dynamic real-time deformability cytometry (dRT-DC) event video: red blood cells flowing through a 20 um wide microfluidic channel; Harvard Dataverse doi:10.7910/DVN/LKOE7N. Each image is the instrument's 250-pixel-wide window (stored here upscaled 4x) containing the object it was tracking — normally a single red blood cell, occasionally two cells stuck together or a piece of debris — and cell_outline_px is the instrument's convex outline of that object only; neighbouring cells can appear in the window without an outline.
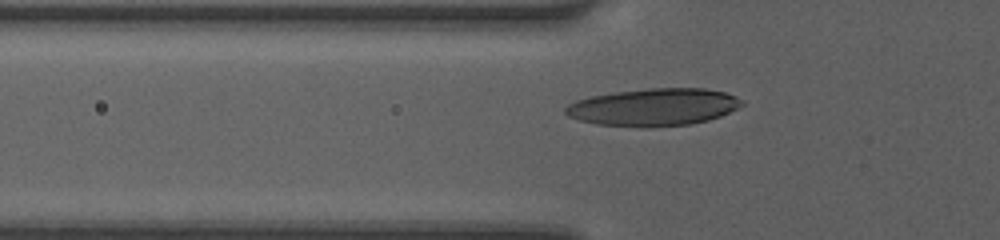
{"species": "human", "species_latin": "Homo sapiens", "temperature_condition": "room temperature", "stored_images_in_passage": 34, "camera_frame_rate_fps": 3000, "um_per_image_px": 0.085, "donor": {"sex": "female"}, "frame": {"image": 1, "passage_image": 8, "time_ms": 2.333, "image_size_px": [1000, 240], "cell_outline_px": [[744, 104], [720, 116], [708, 120], [688, 124], [648, 128], [596, 124], [580, 120], [568, 116], [564, 112], [564, 108], [568, 104], [576, 100], [588, 96], [616, 92], [648, 88], [704, 88], [724, 92], [736, 96], [744, 100]], "centroid_in_image_um": [55.54, 9.1], "position_along_channel_um": 70.3, "area_um2": 38.61}}
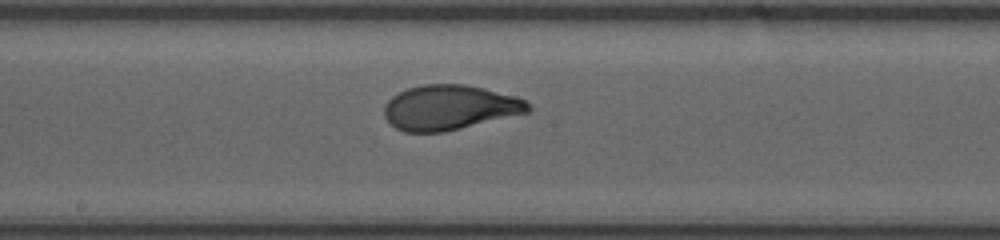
{"frame": {"image": 2, "passage_image": 18, "time_ms": 5.667, "image_size_px": [1000, 240], "cell_outline_px": [[532, 108], [528, 112], [444, 132], [404, 132], [396, 128], [384, 116], [384, 104], [392, 96], [408, 88], [420, 84], [464, 84], [484, 88], [516, 96], [532, 104]], "centroid_in_image_um": [38.21, 9.13], "position_along_channel_um": 210.0, "area_um2": 37.63}}
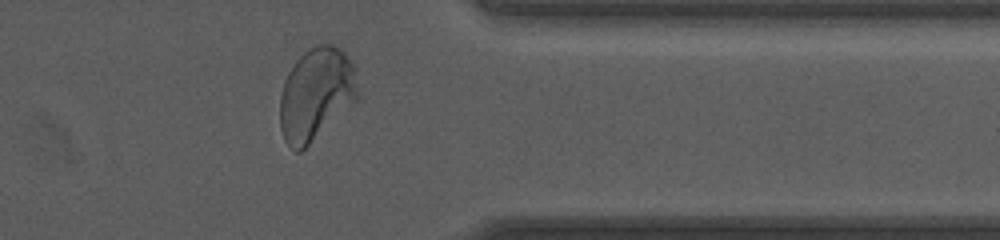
{"frame": {"image": 3, "passage_image": 31, "time_ms": 10.0, "image_size_px": [1000, 240], "cell_outline_px": [[360, 96], [356, 100], [300, 152], [296, 152], [284, 140], [280, 128], [280, 96], [284, 80], [288, 72], [296, 60], [308, 48], [316, 44], [332, 44], [340, 48], [344, 52], [356, 68]], "centroid_in_image_um": [26.87, 7.96], "position_along_channel_um": 384.5, "area_um2": 42.08}, "authors_computed_cell_mechanics": {"area_um2": 37.6278, "velocity_mm_per_s": 4.1945, "shape_relaxation_time_tau1_ms": 2.6151, "shape_relaxation_time_tau2_ms": null, "deformation_change_tau1": 0.1624, "deformation_change_tau2": null}}